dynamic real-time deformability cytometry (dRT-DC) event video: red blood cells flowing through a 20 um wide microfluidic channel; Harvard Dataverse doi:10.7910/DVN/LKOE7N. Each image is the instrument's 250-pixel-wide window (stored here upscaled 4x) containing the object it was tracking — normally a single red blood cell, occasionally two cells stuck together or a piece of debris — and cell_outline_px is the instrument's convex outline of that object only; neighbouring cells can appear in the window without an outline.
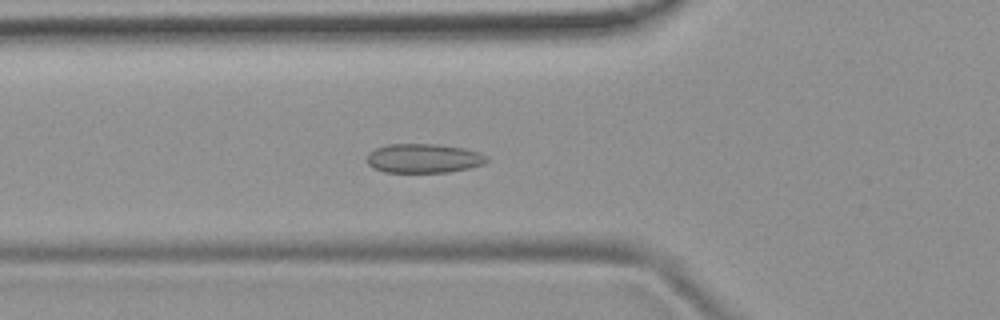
{"species": "common noctule bat (a hibernating species)", "species_latin": "Nyctalus noctula", "temperature_condition": "room temperature", "stored_images_in_passage": 19, "camera_frame_rate_fps": 3000, "um_per_image_px": 0.085, "animal": {"sex": "female", "body_mass_g": 19.9}, "frame": {"image": 1, "passage_image": 6, "time_ms": 1.667, "image_size_px": [1000, 320], "cell_outline_px": [[488, 160], [484, 164], [468, 168], [448, 172], [384, 172], [372, 168], [368, 164], [368, 152], [376, 148], [388, 144], [436, 144], [464, 148], [480, 152], [488, 156]], "centroid_in_image_um": [36.02, 13.45], "position_along_channel_um": 89.8, "area_um2": 20.46}}
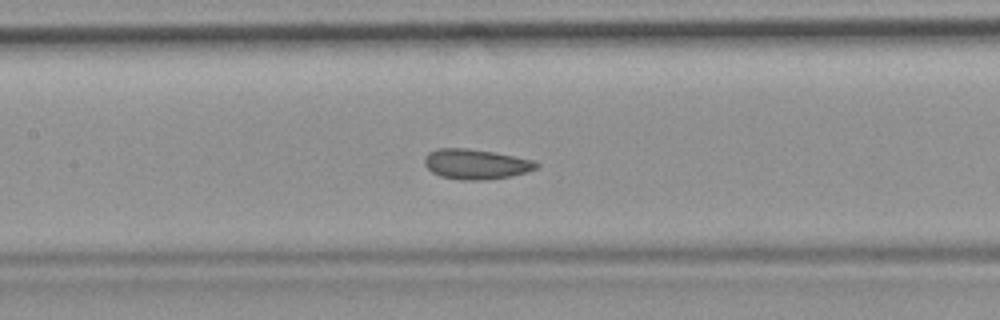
{"frame": {"image": 2, "passage_image": 12, "time_ms": 3.667, "image_size_px": [1000, 320], "cell_outline_px": [[540, 164], [536, 168], [528, 172], [512, 176], [484, 180], [460, 180], [440, 176], [432, 172], [424, 164], [424, 156], [428, 152], [436, 148], [468, 148], [492, 152], [536, 160]], "centroid_in_image_um": [40.45, 13.95], "position_along_channel_um": 167.0, "area_um2": 19.83}}
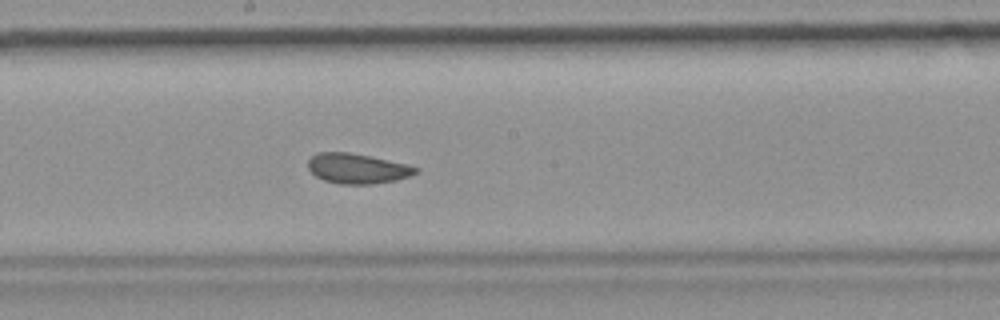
{"frame": {"image": 3, "passage_image": 16, "time_ms": 5.0, "image_size_px": [1000, 320], "cell_outline_px": [[420, 168], [416, 172], [408, 176], [396, 180], [372, 184], [340, 184], [324, 180], [316, 176], [308, 168], [308, 160], [316, 152], [348, 152], [408, 164]], "centroid_in_image_um": [30.35, 14.32], "position_along_channel_um": 217.8, "area_um2": 18.73}}